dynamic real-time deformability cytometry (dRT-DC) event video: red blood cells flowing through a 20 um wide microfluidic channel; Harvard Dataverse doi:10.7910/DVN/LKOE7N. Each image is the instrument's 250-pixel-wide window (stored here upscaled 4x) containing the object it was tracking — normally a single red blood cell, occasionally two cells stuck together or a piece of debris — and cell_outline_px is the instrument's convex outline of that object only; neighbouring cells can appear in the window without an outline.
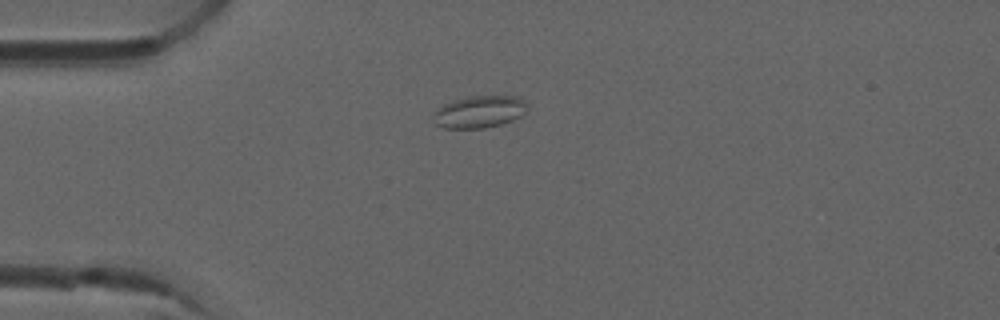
{"species": "common noctule bat (a hibernating species)", "species_latin": "Nyctalus noctula", "temperature_condition": "room temperature", "stored_images_in_passage": 6, "camera_frame_rate_fps": 3000, "um_per_image_px": 0.085, "animal": {"sex": "male", "forearm_length_mm": 52.5}, "frame": {"image": 1, "passage_image": 6, "time_ms": 1.667, "image_size_px": [1000, 320], "cell_outline_px": [[528, 104], [524, 112], [520, 116], [512, 120], [500, 124], [484, 128], [444, 128], [436, 124], [432, 120], [436, 108], [444, 104], [468, 96], [520, 96]], "centroid_in_image_um": [40.74, 9.49], "position_along_channel_um": 44.3, "area_um2": 17.57}}